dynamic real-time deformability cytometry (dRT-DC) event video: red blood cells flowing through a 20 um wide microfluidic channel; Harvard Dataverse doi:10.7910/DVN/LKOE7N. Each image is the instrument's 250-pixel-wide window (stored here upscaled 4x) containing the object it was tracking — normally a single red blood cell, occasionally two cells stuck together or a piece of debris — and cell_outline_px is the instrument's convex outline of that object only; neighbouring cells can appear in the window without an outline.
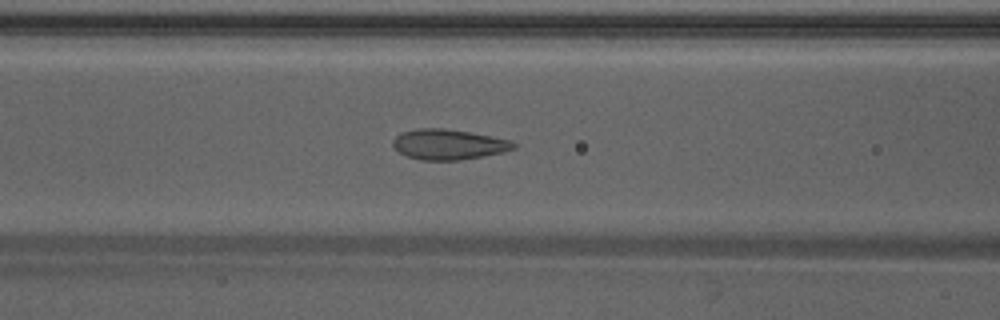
{"species": "Egyptian fruit bat (a non-hibernating species)", "species_latin": "Rousettus aegyptiacus", "temperature_condition": "warm", "stored_images_in_passage": 38, "camera_frame_rate_fps": 3000, "um_per_image_px": 0.085, "animal": {"sex": "male"}, "frame": {"image": 1, "passage_image": 10, "time_ms": 3.0, "image_size_px": [1000, 320], "cell_outline_px": [[520, 144], [516, 148], [504, 152], [460, 160], [420, 160], [408, 156], [400, 152], [392, 144], [392, 140], [400, 132], [416, 128], [444, 128], [468, 132], [512, 140]], "centroid_in_image_um": [38.15, 12.27], "position_along_channel_um": 128.4, "area_um2": 21.44}}
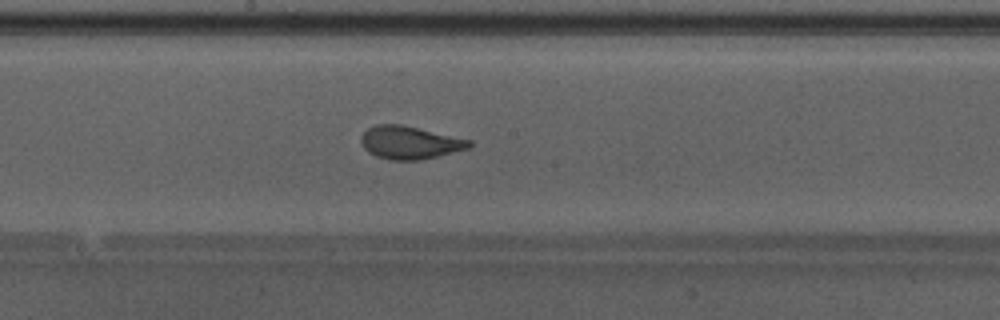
{"frame": {"image": 2, "passage_image": 16, "time_ms": 5.0, "image_size_px": [1000, 320], "cell_outline_px": [[472, 144], [468, 148], [420, 160], [388, 160], [376, 156], [368, 152], [364, 148], [360, 140], [360, 136], [368, 128], [376, 124], [400, 124], [472, 140]], "centroid_in_image_um": [34.79, 12.12], "position_along_channel_um": 213.4, "area_um2": 20.63}}
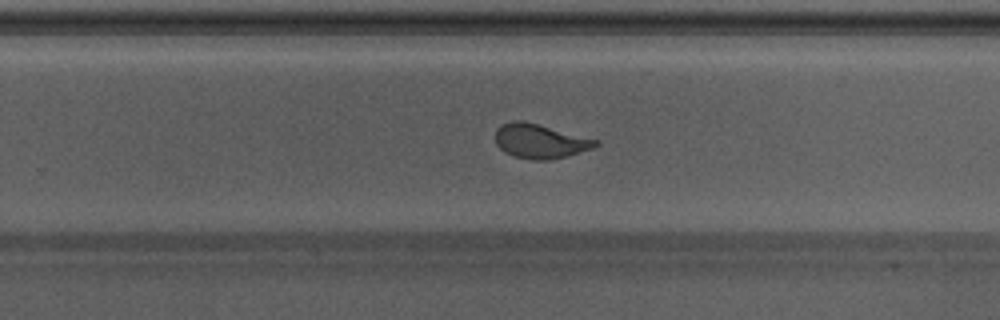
{"frame": {"image": 3, "passage_image": 21, "time_ms": 6.667, "image_size_px": [1000, 320], "cell_outline_px": [[600, 144], [592, 148], [568, 156], [548, 160], [532, 160], [512, 156], [504, 152], [496, 144], [496, 128], [500, 124], [512, 120], [524, 120], [600, 140]], "centroid_in_image_um": [45.9, 11.99], "position_along_channel_um": 283.9, "area_um2": 20.4}, "authors_computed_cell_mechanics": {"area_um2": 21.1837, "velocity_mm_per_s": 4.2471, "shape_relaxation_time_tau1_ms": 4.3354, "shape_relaxation_time_tau2_ms": null, "deformation_change_tau1": 0.1788, "deformation_change_tau2": null}}